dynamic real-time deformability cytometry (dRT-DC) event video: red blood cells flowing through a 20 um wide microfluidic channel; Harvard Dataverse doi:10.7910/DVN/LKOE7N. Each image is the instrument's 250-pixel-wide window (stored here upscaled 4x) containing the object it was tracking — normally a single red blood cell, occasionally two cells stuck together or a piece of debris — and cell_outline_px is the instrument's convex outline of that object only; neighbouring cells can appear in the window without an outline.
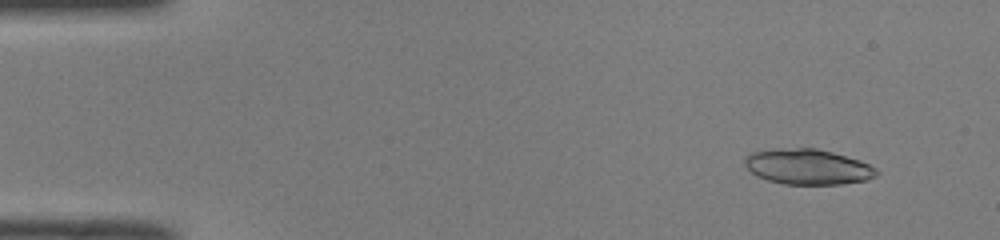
{"species": "common noctule bat (a hibernating species)", "species_latin": "Nyctalus noctula", "temperature_condition": "room temperature", "stored_images_in_passage": 51, "segment_of_instrument_passage": [1, 2], "camera_frame_rate_fps": 3000, "um_per_image_px": 0.085, "animal": {"sex": "male", "body_mass_g": 19.0, "forearm_length_mm": 50.8}, "frame": {"image": 1, "passage_image": 5, "time_ms": 1.333, "image_size_px": [1000, 240], "cell_outline_px": [[876, 176], [864, 180], [840, 184], [784, 184], [768, 180], [756, 176], [744, 164], [744, 160], [752, 152], [796, 148], [816, 148], [832, 152], [860, 160], [876, 168]], "centroid_in_image_um": [68.67, 14.18], "position_along_channel_um": 16.3, "area_um2": 26.7}}
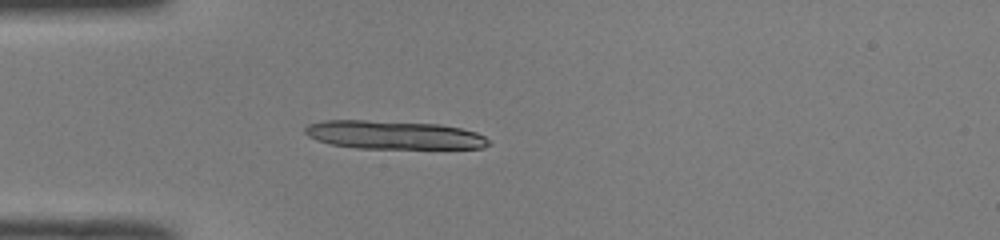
{"frame": {"image": 2, "passage_image": 15, "time_ms": 4.667, "image_size_px": [1000, 240], "cell_outline_px": [[488, 144], [484, 148], [356, 148], [332, 144], [316, 140], [308, 136], [304, 132], [304, 128], [308, 124], [324, 120], [364, 120], [440, 124], [460, 128], [476, 132], [484, 136], [488, 140]], "centroid_in_image_um": [33.43, 11.46], "position_along_channel_um": 51.6, "area_um2": 30.29}}